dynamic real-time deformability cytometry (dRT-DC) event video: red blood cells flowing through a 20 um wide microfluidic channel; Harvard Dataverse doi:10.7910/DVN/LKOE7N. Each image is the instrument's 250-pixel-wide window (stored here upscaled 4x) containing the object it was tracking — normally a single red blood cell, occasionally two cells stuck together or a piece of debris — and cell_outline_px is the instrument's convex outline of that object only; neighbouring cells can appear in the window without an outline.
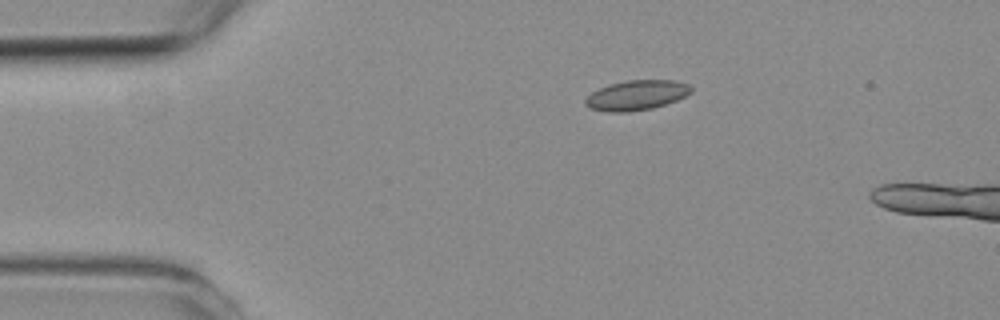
{"species": "common noctule bat (a hibernating species)", "species_latin": "Nyctalus noctula", "temperature_condition": "room temperature", "stored_images_in_passage": 2, "camera_frame_rate_fps": 3000, "um_per_image_px": 0.085, "animal": {"sex": "female", "body_mass_g": 19.3, "forearm_length_mm": 54.1}, "frame": {"image": 1, "passage_image": 2, "time_ms": 1.333, "image_size_px": [1000, 320], "cell_outline_px": [[692, 92], [676, 100], [652, 108], [628, 112], [608, 112], [588, 108], [584, 104], [584, 100], [592, 92], [608, 84], [628, 80], [672, 80], [688, 84], [692, 88]], "centroid_in_image_um": [54.07, 8.09], "position_along_channel_um": 30.9, "area_um2": 18.38}}